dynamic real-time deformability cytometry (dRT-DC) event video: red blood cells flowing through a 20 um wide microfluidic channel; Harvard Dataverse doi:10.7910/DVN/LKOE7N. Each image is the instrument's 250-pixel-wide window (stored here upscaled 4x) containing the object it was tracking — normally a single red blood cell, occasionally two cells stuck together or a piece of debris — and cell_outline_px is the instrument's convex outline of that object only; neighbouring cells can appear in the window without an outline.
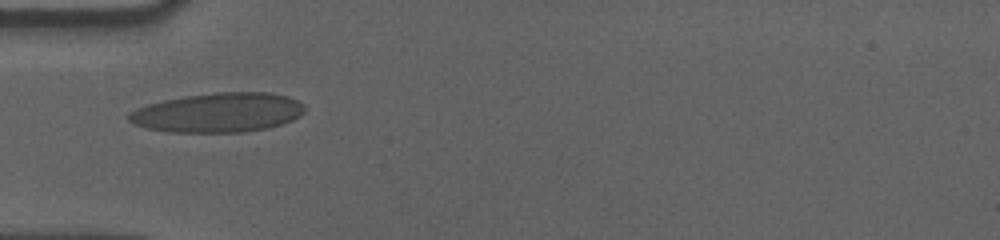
{"species": "human", "species_latin": "Homo sapiens", "temperature_condition": "cold", "stored_images_in_passage": 34, "camera_frame_rate_fps": 3000, "um_per_image_px": 0.085, "donor": {"sex": "male"}, "frame": {"image": 1, "passage_image": 1, "time_ms": 0.0, "image_size_px": [1000, 240], "cell_outline_px": [[304, 112], [300, 116], [292, 120], [268, 128], [244, 132], [168, 132], [144, 128], [132, 124], [128, 120], [128, 112], [136, 108], [148, 104], [164, 100], [184, 96], [216, 92], [268, 92], [288, 96], [304, 104]], "centroid_in_image_um": [18.51, 9.57], "position_along_channel_um": 66.5, "area_um2": 40.69}}
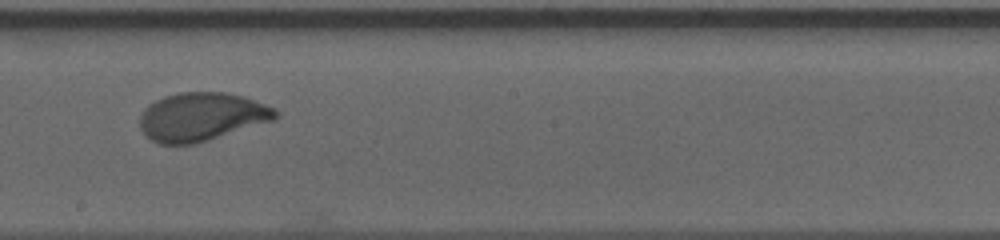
{"frame": {"image": 2, "passage_image": 15, "time_ms": 4.667, "image_size_px": [1000, 240], "cell_outline_px": [[280, 112], [272, 120], [196, 144], [160, 144], [144, 136], [140, 128], [140, 116], [144, 108], [148, 104], [164, 96], [180, 92], [224, 92], [244, 96], [276, 108]], "centroid_in_image_um": [17.1, 9.92], "position_along_channel_um": 231.1, "area_um2": 38.32}}
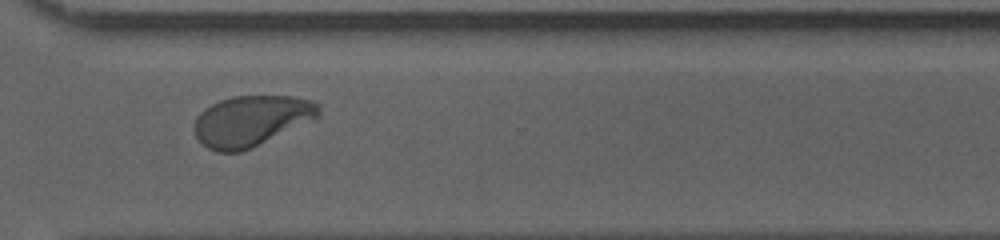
{"frame": {"image": 3, "passage_image": 25, "time_ms": 8.0, "image_size_px": [1000, 240], "cell_outline_px": [[320, 116], [252, 148], [240, 152], [216, 152], [208, 148], [196, 136], [196, 116], [204, 108], [220, 100], [232, 96], [296, 96], [316, 100], [320, 104]], "centroid_in_image_um": [21.4, 10.25], "position_along_channel_um": 349.2, "area_um2": 36.7}, "authors_computed_cell_mechanics": {"area_um2": 37.9457, "velocity_mm_per_s": 3.5479, "shape_relaxation_time_tau1_ms": 3.5821, "shape_relaxation_time_tau2_ms": null, "deformation_change_tau1": 0.1727, "deformation_change_tau2": null}}